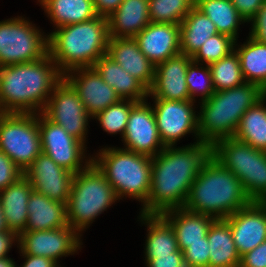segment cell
<instances>
[{
	"label": "cell",
	"instance_id": "5",
	"mask_svg": "<svg viewBox=\"0 0 266 267\" xmlns=\"http://www.w3.org/2000/svg\"><path fill=\"white\" fill-rule=\"evenodd\" d=\"M266 94L254 83L245 82L235 88L215 91L202 101L198 116L200 142L213 145L216 141L235 135L244 113Z\"/></svg>",
	"mask_w": 266,
	"mask_h": 267
},
{
	"label": "cell",
	"instance_id": "41",
	"mask_svg": "<svg viewBox=\"0 0 266 267\" xmlns=\"http://www.w3.org/2000/svg\"><path fill=\"white\" fill-rule=\"evenodd\" d=\"M22 176L24 171L0 150V192L17 182Z\"/></svg>",
	"mask_w": 266,
	"mask_h": 267
},
{
	"label": "cell",
	"instance_id": "18",
	"mask_svg": "<svg viewBox=\"0 0 266 267\" xmlns=\"http://www.w3.org/2000/svg\"><path fill=\"white\" fill-rule=\"evenodd\" d=\"M72 71H79V77L65 74L64 78L78 93L90 116L94 117L97 113L121 100L116 91L102 79L93 67L77 68Z\"/></svg>",
	"mask_w": 266,
	"mask_h": 267
},
{
	"label": "cell",
	"instance_id": "46",
	"mask_svg": "<svg viewBox=\"0 0 266 267\" xmlns=\"http://www.w3.org/2000/svg\"><path fill=\"white\" fill-rule=\"evenodd\" d=\"M123 0H93L94 8L98 16H110Z\"/></svg>",
	"mask_w": 266,
	"mask_h": 267
},
{
	"label": "cell",
	"instance_id": "48",
	"mask_svg": "<svg viewBox=\"0 0 266 267\" xmlns=\"http://www.w3.org/2000/svg\"><path fill=\"white\" fill-rule=\"evenodd\" d=\"M14 238L17 239L18 234L12 230L0 232V258L7 257L6 254L15 240Z\"/></svg>",
	"mask_w": 266,
	"mask_h": 267
},
{
	"label": "cell",
	"instance_id": "1",
	"mask_svg": "<svg viewBox=\"0 0 266 267\" xmlns=\"http://www.w3.org/2000/svg\"><path fill=\"white\" fill-rule=\"evenodd\" d=\"M159 150L151 159V189L142 214L183 207L192 183L212 156V145L198 140L184 148L165 146Z\"/></svg>",
	"mask_w": 266,
	"mask_h": 267
},
{
	"label": "cell",
	"instance_id": "17",
	"mask_svg": "<svg viewBox=\"0 0 266 267\" xmlns=\"http://www.w3.org/2000/svg\"><path fill=\"white\" fill-rule=\"evenodd\" d=\"M192 57L178 54L155 67V77L148 95L154 99L188 101L190 99L186 83V73Z\"/></svg>",
	"mask_w": 266,
	"mask_h": 267
},
{
	"label": "cell",
	"instance_id": "13",
	"mask_svg": "<svg viewBox=\"0 0 266 267\" xmlns=\"http://www.w3.org/2000/svg\"><path fill=\"white\" fill-rule=\"evenodd\" d=\"M77 234L76 230L68 225L52 230H25L18 235L17 240L24 254L43 256L57 263L59 257L77 251L80 246Z\"/></svg>",
	"mask_w": 266,
	"mask_h": 267
},
{
	"label": "cell",
	"instance_id": "45",
	"mask_svg": "<svg viewBox=\"0 0 266 267\" xmlns=\"http://www.w3.org/2000/svg\"><path fill=\"white\" fill-rule=\"evenodd\" d=\"M265 0H231L240 16L247 22L250 21Z\"/></svg>",
	"mask_w": 266,
	"mask_h": 267
},
{
	"label": "cell",
	"instance_id": "28",
	"mask_svg": "<svg viewBox=\"0 0 266 267\" xmlns=\"http://www.w3.org/2000/svg\"><path fill=\"white\" fill-rule=\"evenodd\" d=\"M217 33L210 18L194 6L180 24V52L193 57L207 39Z\"/></svg>",
	"mask_w": 266,
	"mask_h": 267
},
{
	"label": "cell",
	"instance_id": "25",
	"mask_svg": "<svg viewBox=\"0 0 266 267\" xmlns=\"http://www.w3.org/2000/svg\"><path fill=\"white\" fill-rule=\"evenodd\" d=\"M102 79L111 86L123 100L144 101L148 89L135 77L130 75L109 55L105 54L92 66Z\"/></svg>",
	"mask_w": 266,
	"mask_h": 267
},
{
	"label": "cell",
	"instance_id": "35",
	"mask_svg": "<svg viewBox=\"0 0 266 267\" xmlns=\"http://www.w3.org/2000/svg\"><path fill=\"white\" fill-rule=\"evenodd\" d=\"M195 6V0H149V19L152 23L180 25Z\"/></svg>",
	"mask_w": 266,
	"mask_h": 267
},
{
	"label": "cell",
	"instance_id": "10",
	"mask_svg": "<svg viewBox=\"0 0 266 267\" xmlns=\"http://www.w3.org/2000/svg\"><path fill=\"white\" fill-rule=\"evenodd\" d=\"M42 113L53 123L62 126L68 134L84 143L90 115L85 110L78 93L64 77L54 87L53 95L48 99Z\"/></svg>",
	"mask_w": 266,
	"mask_h": 267
},
{
	"label": "cell",
	"instance_id": "22",
	"mask_svg": "<svg viewBox=\"0 0 266 267\" xmlns=\"http://www.w3.org/2000/svg\"><path fill=\"white\" fill-rule=\"evenodd\" d=\"M212 157L231 171L245 190L249 186L252 167V147L234 137L220 139L212 145Z\"/></svg>",
	"mask_w": 266,
	"mask_h": 267
},
{
	"label": "cell",
	"instance_id": "43",
	"mask_svg": "<svg viewBox=\"0 0 266 267\" xmlns=\"http://www.w3.org/2000/svg\"><path fill=\"white\" fill-rule=\"evenodd\" d=\"M250 21H253L250 37L260 43L266 44V0Z\"/></svg>",
	"mask_w": 266,
	"mask_h": 267
},
{
	"label": "cell",
	"instance_id": "16",
	"mask_svg": "<svg viewBox=\"0 0 266 267\" xmlns=\"http://www.w3.org/2000/svg\"><path fill=\"white\" fill-rule=\"evenodd\" d=\"M240 256L266 240V202H251L224 219Z\"/></svg>",
	"mask_w": 266,
	"mask_h": 267
},
{
	"label": "cell",
	"instance_id": "4",
	"mask_svg": "<svg viewBox=\"0 0 266 267\" xmlns=\"http://www.w3.org/2000/svg\"><path fill=\"white\" fill-rule=\"evenodd\" d=\"M252 201L241 181L212 156L191 185L185 209L225 219Z\"/></svg>",
	"mask_w": 266,
	"mask_h": 267
},
{
	"label": "cell",
	"instance_id": "27",
	"mask_svg": "<svg viewBox=\"0 0 266 267\" xmlns=\"http://www.w3.org/2000/svg\"><path fill=\"white\" fill-rule=\"evenodd\" d=\"M207 240L209 267H240L241 256L236 250L231 228L224 219H216L210 226Z\"/></svg>",
	"mask_w": 266,
	"mask_h": 267
},
{
	"label": "cell",
	"instance_id": "40",
	"mask_svg": "<svg viewBox=\"0 0 266 267\" xmlns=\"http://www.w3.org/2000/svg\"><path fill=\"white\" fill-rule=\"evenodd\" d=\"M209 252L207 236L204 242L191 243L182 251L186 267H209Z\"/></svg>",
	"mask_w": 266,
	"mask_h": 267
},
{
	"label": "cell",
	"instance_id": "7",
	"mask_svg": "<svg viewBox=\"0 0 266 267\" xmlns=\"http://www.w3.org/2000/svg\"><path fill=\"white\" fill-rule=\"evenodd\" d=\"M85 164L86 168L74 175L66 205L68 225L79 232L118 199L92 158Z\"/></svg>",
	"mask_w": 266,
	"mask_h": 267
},
{
	"label": "cell",
	"instance_id": "34",
	"mask_svg": "<svg viewBox=\"0 0 266 267\" xmlns=\"http://www.w3.org/2000/svg\"><path fill=\"white\" fill-rule=\"evenodd\" d=\"M208 66L215 91L229 90L245 83L236 51Z\"/></svg>",
	"mask_w": 266,
	"mask_h": 267
},
{
	"label": "cell",
	"instance_id": "50",
	"mask_svg": "<svg viewBox=\"0 0 266 267\" xmlns=\"http://www.w3.org/2000/svg\"><path fill=\"white\" fill-rule=\"evenodd\" d=\"M0 267H15V263L8 257L0 258Z\"/></svg>",
	"mask_w": 266,
	"mask_h": 267
},
{
	"label": "cell",
	"instance_id": "38",
	"mask_svg": "<svg viewBox=\"0 0 266 267\" xmlns=\"http://www.w3.org/2000/svg\"><path fill=\"white\" fill-rule=\"evenodd\" d=\"M235 43L234 38L217 33L207 39L192 57V60L197 64L203 60L207 65H210L231 54L234 51Z\"/></svg>",
	"mask_w": 266,
	"mask_h": 267
},
{
	"label": "cell",
	"instance_id": "21",
	"mask_svg": "<svg viewBox=\"0 0 266 267\" xmlns=\"http://www.w3.org/2000/svg\"><path fill=\"white\" fill-rule=\"evenodd\" d=\"M110 38H134L149 23V0H123L107 18Z\"/></svg>",
	"mask_w": 266,
	"mask_h": 267
},
{
	"label": "cell",
	"instance_id": "24",
	"mask_svg": "<svg viewBox=\"0 0 266 267\" xmlns=\"http://www.w3.org/2000/svg\"><path fill=\"white\" fill-rule=\"evenodd\" d=\"M25 230H52L68 226L66 204L33 190L29 196Z\"/></svg>",
	"mask_w": 266,
	"mask_h": 267
},
{
	"label": "cell",
	"instance_id": "26",
	"mask_svg": "<svg viewBox=\"0 0 266 267\" xmlns=\"http://www.w3.org/2000/svg\"><path fill=\"white\" fill-rule=\"evenodd\" d=\"M32 191L30 181L22 176L0 192V202L7 227L18 235L25 231L28 220L27 204Z\"/></svg>",
	"mask_w": 266,
	"mask_h": 267
},
{
	"label": "cell",
	"instance_id": "33",
	"mask_svg": "<svg viewBox=\"0 0 266 267\" xmlns=\"http://www.w3.org/2000/svg\"><path fill=\"white\" fill-rule=\"evenodd\" d=\"M195 6L215 24L218 33L236 40L240 16L231 0H195Z\"/></svg>",
	"mask_w": 266,
	"mask_h": 267
},
{
	"label": "cell",
	"instance_id": "14",
	"mask_svg": "<svg viewBox=\"0 0 266 267\" xmlns=\"http://www.w3.org/2000/svg\"><path fill=\"white\" fill-rule=\"evenodd\" d=\"M74 173L58 166L48 155L41 152L24 171L33 190L67 205Z\"/></svg>",
	"mask_w": 266,
	"mask_h": 267
},
{
	"label": "cell",
	"instance_id": "37",
	"mask_svg": "<svg viewBox=\"0 0 266 267\" xmlns=\"http://www.w3.org/2000/svg\"><path fill=\"white\" fill-rule=\"evenodd\" d=\"M252 202H266V152L252 147L249 186L244 190Z\"/></svg>",
	"mask_w": 266,
	"mask_h": 267
},
{
	"label": "cell",
	"instance_id": "32",
	"mask_svg": "<svg viewBox=\"0 0 266 267\" xmlns=\"http://www.w3.org/2000/svg\"><path fill=\"white\" fill-rule=\"evenodd\" d=\"M245 82L254 83L266 92V44L249 36L247 44L236 50Z\"/></svg>",
	"mask_w": 266,
	"mask_h": 267
},
{
	"label": "cell",
	"instance_id": "30",
	"mask_svg": "<svg viewBox=\"0 0 266 267\" xmlns=\"http://www.w3.org/2000/svg\"><path fill=\"white\" fill-rule=\"evenodd\" d=\"M58 27L81 23L97 17L93 0H39Z\"/></svg>",
	"mask_w": 266,
	"mask_h": 267
},
{
	"label": "cell",
	"instance_id": "8",
	"mask_svg": "<svg viewBox=\"0 0 266 267\" xmlns=\"http://www.w3.org/2000/svg\"><path fill=\"white\" fill-rule=\"evenodd\" d=\"M36 113L0 114V150L23 171L42 152Z\"/></svg>",
	"mask_w": 266,
	"mask_h": 267
},
{
	"label": "cell",
	"instance_id": "19",
	"mask_svg": "<svg viewBox=\"0 0 266 267\" xmlns=\"http://www.w3.org/2000/svg\"><path fill=\"white\" fill-rule=\"evenodd\" d=\"M140 51L155 65L180 54V25L150 22L135 37Z\"/></svg>",
	"mask_w": 266,
	"mask_h": 267
},
{
	"label": "cell",
	"instance_id": "11",
	"mask_svg": "<svg viewBox=\"0 0 266 267\" xmlns=\"http://www.w3.org/2000/svg\"><path fill=\"white\" fill-rule=\"evenodd\" d=\"M38 118L42 152L58 166L76 174L81 168L84 143L68 134L60 125L50 121L43 113Z\"/></svg>",
	"mask_w": 266,
	"mask_h": 267
},
{
	"label": "cell",
	"instance_id": "6",
	"mask_svg": "<svg viewBox=\"0 0 266 267\" xmlns=\"http://www.w3.org/2000/svg\"><path fill=\"white\" fill-rule=\"evenodd\" d=\"M92 162L105 175L117 197L129 195L146 204L151 189L152 157L126 149L105 148Z\"/></svg>",
	"mask_w": 266,
	"mask_h": 267
},
{
	"label": "cell",
	"instance_id": "12",
	"mask_svg": "<svg viewBox=\"0 0 266 267\" xmlns=\"http://www.w3.org/2000/svg\"><path fill=\"white\" fill-rule=\"evenodd\" d=\"M193 101L155 99L153 107L159 137L164 146L175 142L192 130L198 136V117L193 111Z\"/></svg>",
	"mask_w": 266,
	"mask_h": 267
},
{
	"label": "cell",
	"instance_id": "3",
	"mask_svg": "<svg viewBox=\"0 0 266 267\" xmlns=\"http://www.w3.org/2000/svg\"><path fill=\"white\" fill-rule=\"evenodd\" d=\"M109 39L107 18L97 16L85 22L58 27L48 35V54L65 75L73 69L92 67L107 54Z\"/></svg>",
	"mask_w": 266,
	"mask_h": 267
},
{
	"label": "cell",
	"instance_id": "20",
	"mask_svg": "<svg viewBox=\"0 0 266 267\" xmlns=\"http://www.w3.org/2000/svg\"><path fill=\"white\" fill-rule=\"evenodd\" d=\"M107 55L148 90L152 87L156 66L140 51L135 38H110Z\"/></svg>",
	"mask_w": 266,
	"mask_h": 267
},
{
	"label": "cell",
	"instance_id": "44",
	"mask_svg": "<svg viewBox=\"0 0 266 267\" xmlns=\"http://www.w3.org/2000/svg\"><path fill=\"white\" fill-rule=\"evenodd\" d=\"M148 267H186L181 250L170 255L155 256L147 263Z\"/></svg>",
	"mask_w": 266,
	"mask_h": 267
},
{
	"label": "cell",
	"instance_id": "49",
	"mask_svg": "<svg viewBox=\"0 0 266 267\" xmlns=\"http://www.w3.org/2000/svg\"><path fill=\"white\" fill-rule=\"evenodd\" d=\"M4 231H10L9 228L7 227L5 218H4V214H3V208L1 206V202H0V232H4Z\"/></svg>",
	"mask_w": 266,
	"mask_h": 267
},
{
	"label": "cell",
	"instance_id": "42",
	"mask_svg": "<svg viewBox=\"0 0 266 267\" xmlns=\"http://www.w3.org/2000/svg\"><path fill=\"white\" fill-rule=\"evenodd\" d=\"M240 267H266V240L241 256Z\"/></svg>",
	"mask_w": 266,
	"mask_h": 267
},
{
	"label": "cell",
	"instance_id": "15",
	"mask_svg": "<svg viewBox=\"0 0 266 267\" xmlns=\"http://www.w3.org/2000/svg\"><path fill=\"white\" fill-rule=\"evenodd\" d=\"M122 138L126 150L150 157L158 154L156 147L165 148L159 137L153 109L145 101L132 106Z\"/></svg>",
	"mask_w": 266,
	"mask_h": 267
},
{
	"label": "cell",
	"instance_id": "2",
	"mask_svg": "<svg viewBox=\"0 0 266 267\" xmlns=\"http://www.w3.org/2000/svg\"><path fill=\"white\" fill-rule=\"evenodd\" d=\"M52 63L47 54L34 62L0 67V112L35 113L39 107L42 113L50 92L64 77Z\"/></svg>",
	"mask_w": 266,
	"mask_h": 267
},
{
	"label": "cell",
	"instance_id": "39",
	"mask_svg": "<svg viewBox=\"0 0 266 267\" xmlns=\"http://www.w3.org/2000/svg\"><path fill=\"white\" fill-rule=\"evenodd\" d=\"M197 63L194 62L193 60L189 63L187 67V73H186V83H187V88L189 91L190 99L193 101L194 100V95L198 93L200 90L202 95V101H205L209 99L212 94L215 92L214 86H213V80L211 77V72L209 69V66L207 65L206 68L201 67L198 68ZM201 74V76L204 78L203 82L201 83L202 79H197V75ZM200 77V76H199ZM198 80H200L199 83Z\"/></svg>",
	"mask_w": 266,
	"mask_h": 267
},
{
	"label": "cell",
	"instance_id": "31",
	"mask_svg": "<svg viewBox=\"0 0 266 267\" xmlns=\"http://www.w3.org/2000/svg\"><path fill=\"white\" fill-rule=\"evenodd\" d=\"M266 94L251 106L241 117L239 126L233 136L251 147L266 152Z\"/></svg>",
	"mask_w": 266,
	"mask_h": 267
},
{
	"label": "cell",
	"instance_id": "23",
	"mask_svg": "<svg viewBox=\"0 0 266 267\" xmlns=\"http://www.w3.org/2000/svg\"><path fill=\"white\" fill-rule=\"evenodd\" d=\"M161 215L173 227L181 251L191 243L204 242L211 224L216 220L209 215L194 213L184 207L171 209Z\"/></svg>",
	"mask_w": 266,
	"mask_h": 267
},
{
	"label": "cell",
	"instance_id": "29",
	"mask_svg": "<svg viewBox=\"0 0 266 267\" xmlns=\"http://www.w3.org/2000/svg\"><path fill=\"white\" fill-rule=\"evenodd\" d=\"M141 218L149 225L145 248L146 263L155 256L179 251L173 227L161 214H141Z\"/></svg>",
	"mask_w": 266,
	"mask_h": 267
},
{
	"label": "cell",
	"instance_id": "47",
	"mask_svg": "<svg viewBox=\"0 0 266 267\" xmlns=\"http://www.w3.org/2000/svg\"><path fill=\"white\" fill-rule=\"evenodd\" d=\"M22 254L26 257V261L22 267H58L57 263L52 259L43 256L28 255L23 252Z\"/></svg>",
	"mask_w": 266,
	"mask_h": 267
},
{
	"label": "cell",
	"instance_id": "9",
	"mask_svg": "<svg viewBox=\"0 0 266 267\" xmlns=\"http://www.w3.org/2000/svg\"><path fill=\"white\" fill-rule=\"evenodd\" d=\"M48 54V37L44 38L22 18L0 22V67L29 63Z\"/></svg>",
	"mask_w": 266,
	"mask_h": 267
},
{
	"label": "cell",
	"instance_id": "36",
	"mask_svg": "<svg viewBox=\"0 0 266 267\" xmlns=\"http://www.w3.org/2000/svg\"><path fill=\"white\" fill-rule=\"evenodd\" d=\"M121 99L119 102L107 107L103 111L97 113L94 118L100 121L101 127L108 133L115 134L121 132L122 136L125 133L128 117L135 101Z\"/></svg>",
	"mask_w": 266,
	"mask_h": 267
}]
</instances>
